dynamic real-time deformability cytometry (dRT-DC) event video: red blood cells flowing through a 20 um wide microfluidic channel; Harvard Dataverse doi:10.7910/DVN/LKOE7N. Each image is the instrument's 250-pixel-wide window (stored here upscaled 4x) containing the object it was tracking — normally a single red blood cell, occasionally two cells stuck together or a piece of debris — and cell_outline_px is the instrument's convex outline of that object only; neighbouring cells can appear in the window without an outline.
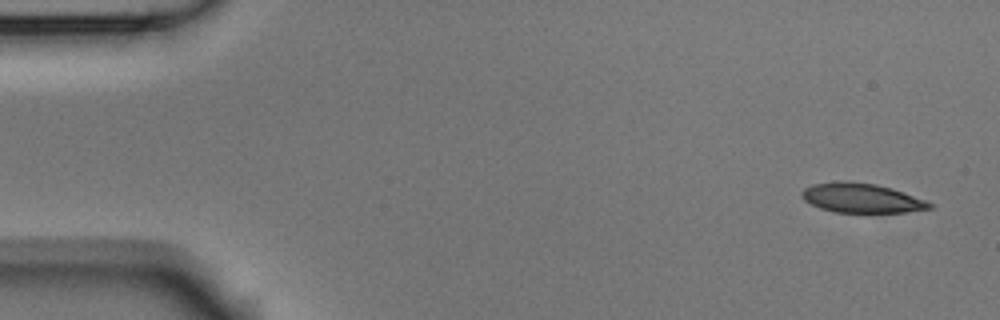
{"species": "Egyptian fruit bat (a non-hibernating species)", "species_latin": "Rousettus aegyptiacus", "temperature_condition": "room temperature", "stored_images_in_passage": 4, "camera_frame_rate_fps": 3000, "um_per_image_px": 0.085, "animal": {"sex": "male"}, "frame": {"image": 1, "passage_image": 1, "time_ms": 0.0, "image_size_px": [1000, 320], "cell_outline_px": [[932, 208], [904, 212], [832, 212], [820, 208], [804, 200], [800, 196], [800, 192], [804, 188], [812, 184], [876, 184], [892, 188], [924, 200], [932, 204]], "centroid_in_image_um": [73.23, 16.88], "position_along_channel_um": 11.8, "area_um2": 20.92}}
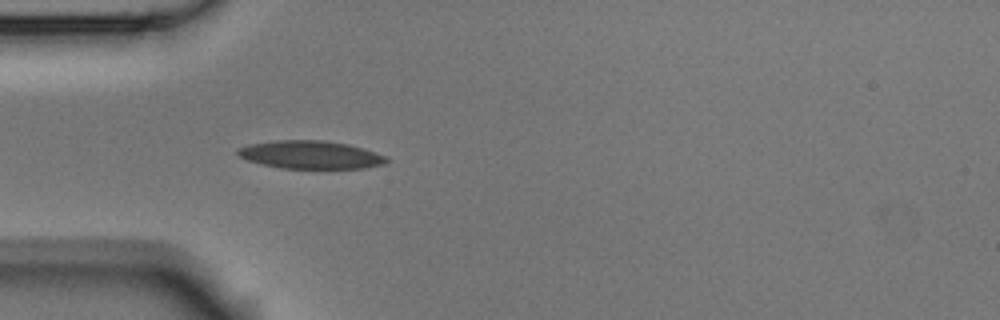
{"frame": {"image": 2, "passage_image": 4, "time_ms": 1.0, "image_size_px": [1000, 320], "cell_outline_px": [[388, 160], [384, 164], [364, 168], [280, 168], [248, 160], [240, 156], [236, 152], [240, 148], [248, 144], [276, 140], [320, 140], [348, 144], [364, 148], [388, 156]], "centroid_in_image_um": [26.44, 13.15], "position_along_channel_um": 58.6, "area_um2": 24.16}}